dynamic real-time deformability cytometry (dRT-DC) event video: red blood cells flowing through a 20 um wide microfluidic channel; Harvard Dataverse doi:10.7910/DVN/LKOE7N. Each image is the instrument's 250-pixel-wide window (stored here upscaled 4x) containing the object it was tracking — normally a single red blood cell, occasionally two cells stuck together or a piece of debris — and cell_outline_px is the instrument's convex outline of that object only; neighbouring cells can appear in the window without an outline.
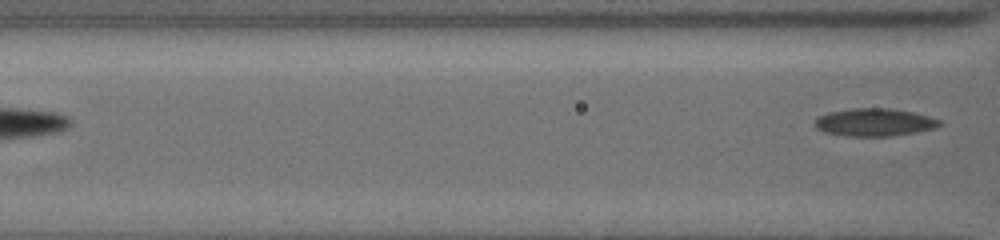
{"species": "common noctule bat (a hibernating species)", "species_latin": "Nyctalus noctula", "temperature_condition": "cold", "stored_images_in_passage": 6, "camera_frame_rate_fps": 3000, "um_per_image_px": 0.085, "animal": {"sex": "female", "body_mass_g": 19.5, "forearm_length_mm": 54.1}, "frame": {"image": 1, "passage_image": 6, "time_ms": 4.0, "image_size_px": [1000, 240], "cell_outline_px": [[940, 124], [932, 128], [912, 132], [888, 136], [844, 136], [824, 132], [816, 128], [812, 124], [816, 116], [828, 112], [852, 108], [888, 108], [912, 112], [928, 116], [940, 120]], "centroid_in_image_um": [74.2, 10.38], "position_along_channel_um": 92.4, "area_um2": 20.06}}